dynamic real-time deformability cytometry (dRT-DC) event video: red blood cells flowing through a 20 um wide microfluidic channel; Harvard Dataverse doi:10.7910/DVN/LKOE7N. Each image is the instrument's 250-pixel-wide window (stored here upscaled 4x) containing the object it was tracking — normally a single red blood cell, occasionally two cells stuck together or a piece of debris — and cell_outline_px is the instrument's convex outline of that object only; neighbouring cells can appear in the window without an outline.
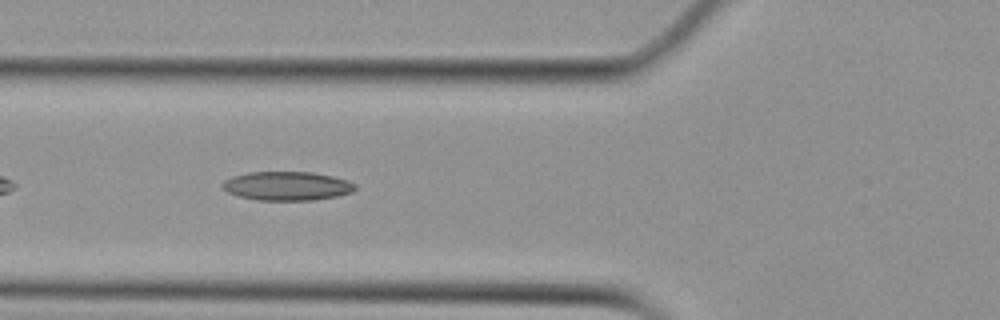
{"species": "Egyptian fruit bat (a non-hibernating species)", "species_latin": "Rousettus aegyptiacus", "temperature_condition": "cold", "stored_images_in_passage": 36, "camera_frame_rate_fps": 3000, "um_per_image_px": 0.085, "animal": {"sex": "female"}, "frame": {"image": 1, "passage_image": 6, "time_ms": 1.667, "image_size_px": [1000, 320], "cell_outline_px": [[356, 188], [352, 192], [336, 196], [312, 200], [256, 200], [236, 196], [228, 192], [220, 184], [224, 180], [232, 176], [248, 172], [312, 172], [332, 176], [348, 180], [356, 184]], "centroid_in_image_um": [24.37, 15.8], "position_along_channel_um": 101.4, "area_um2": 22.43}}
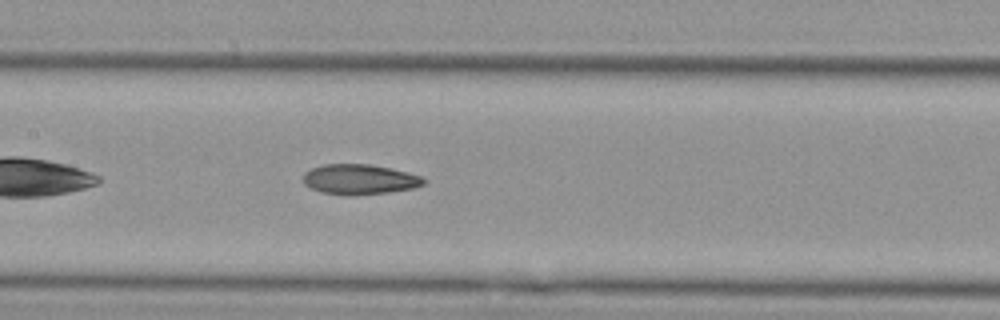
{"frame": {"image": 2, "passage_image": 12, "time_ms": 3.667, "image_size_px": [1000, 320], "cell_outline_px": [[428, 180], [424, 184], [412, 188], [388, 192], [356, 196], [348, 196], [320, 192], [304, 184], [304, 172], [312, 168], [324, 164], [368, 164], [392, 168], [408, 172], [420, 176]], "centroid_in_image_um": [30.57, 15.25], "position_along_channel_um": 176.8, "area_um2": 21.33}}
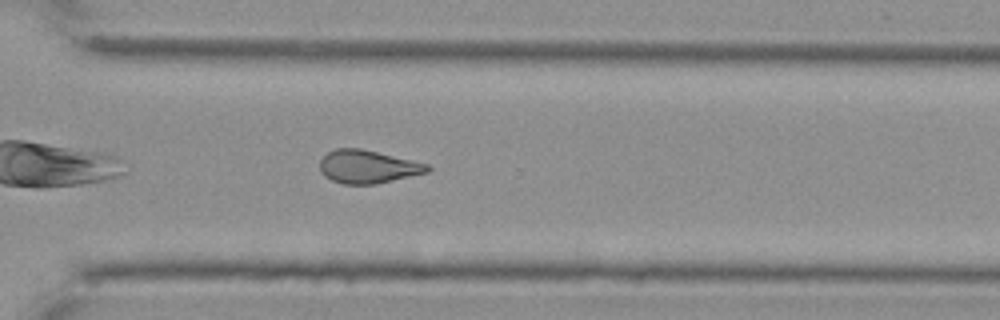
{"frame": {"image": 3, "passage_image": 25, "time_ms": 8.0, "image_size_px": [1000, 320], "cell_outline_px": [[432, 168], [428, 172], [376, 184], [344, 184], [332, 180], [324, 176], [320, 172], [320, 160], [328, 152], [336, 148], [360, 148], [412, 160], [428, 164]], "centroid_in_image_um": [31.25, 14.17], "position_along_channel_um": 339.4, "area_um2": 20.69}}